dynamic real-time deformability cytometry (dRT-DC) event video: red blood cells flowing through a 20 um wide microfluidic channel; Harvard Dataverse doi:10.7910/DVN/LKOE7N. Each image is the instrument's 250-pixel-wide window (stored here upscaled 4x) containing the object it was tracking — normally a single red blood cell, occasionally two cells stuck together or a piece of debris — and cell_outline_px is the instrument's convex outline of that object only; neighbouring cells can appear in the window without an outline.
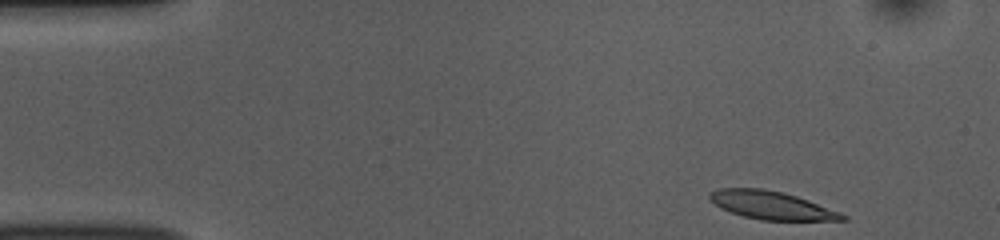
{"species": "common noctule bat (a hibernating species)", "species_latin": "Nyctalus noctula", "temperature_condition": "room temperature", "stored_images_in_passage": 48, "camera_frame_rate_fps": 3000, "um_per_image_px": 0.085, "animal": {"sex": "female", "body_mass_g": 10.0, "forearm_length_mm": 53.1}, "frame": {"image": 1, "passage_image": 1, "time_ms": 0.0, "image_size_px": [1000, 240], "cell_outline_px": [[848, 220], [760, 220], [744, 216], [720, 208], [708, 196], [708, 192], [720, 188], [764, 188], [784, 192], [808, 200], [840, 212], [848, 216]], "centroid_in_image_um": [65.58, 17.44], "position_along_channel_um": 19.4, "area_um2": 21.68}}
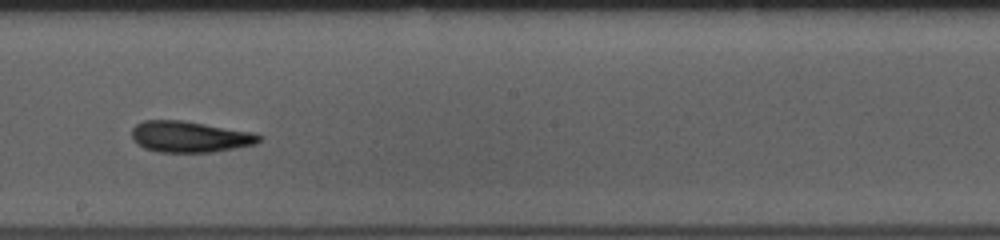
{"frame": {"image": 2, "passage_image": 25, "time_ms": 8.0, "image_size_px": [1000, 240], "cell_outline_px": [[264, 136], [256, 144], [212, 152], [156, 152], [144, 148], [136, 144], [132, 140], [132, 128], [136, 124], [144, 120], [184, 120], [252, 132]], "centroid_in_image_um": [16.11, 11.62], "position_along_channel_um": 232.1, "area_um2": 23.29}}
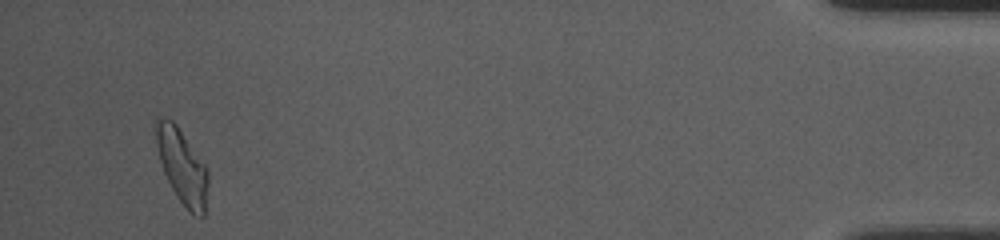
{"frame": {"image": 3, "passage_image": 46, "time_ms": 15.0, "image_size_px": [1000, 240], "cell_outline_px": [[208, 184], [204, 216], [200, 216], [192, 212], [176, 196], [164, 172], [160, 160], [156, 144], [152, 124], [156, 116], [164, 116], [172, 120], [176, 124], [208, 168]], "centroid_in_image_um": [15.44, 14.03], "position_along_channel_um": 419.8, "area_um2": 22.72}, "authors_computed_cell_mechanics": {"area_um2": 22.7154, "velocity_mm_per_s": 3.7422, "shape_relaxation_time_tau1_ms": 4.3369, "shape_relaxation_time_tau2_ms": 2.6275, "deformation_change_tau1": 0.1386, "deformation_change_tau2": 0.1147}}